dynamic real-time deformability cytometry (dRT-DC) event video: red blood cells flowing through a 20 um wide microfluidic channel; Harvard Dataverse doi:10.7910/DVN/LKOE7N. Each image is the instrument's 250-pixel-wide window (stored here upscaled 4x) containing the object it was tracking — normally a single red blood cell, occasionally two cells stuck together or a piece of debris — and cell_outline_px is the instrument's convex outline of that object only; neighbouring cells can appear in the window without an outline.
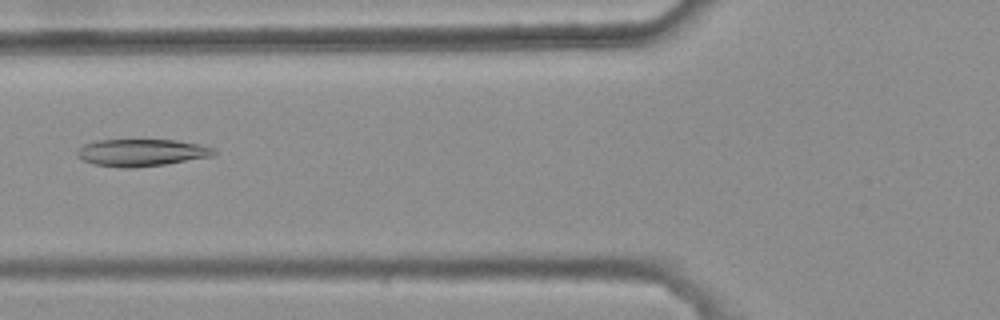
{"species": "common noctule bat (a hibernating species)", "species_latin": "Nyctalus noctula", "temperature_condition": "warm", "stored_images_in_passage": 7, "camera_frame_rate_fps": 3000, "um_per_image_px": 0.085, "animal": {"sex": "female", "body_mass_g": 25.1}, "frame": {"image": 1, "passage_image": 6, "time_ms": 1.667, "image_size_px": [1000, 320], "cell_outline_px": [[216, 152], [212, 156], [164, 164], [132, 168], [124, 168], [96, 164], [84, 160], [76, 156], [76, 152], [84, 144], [96, 140], [176, 140], [216, 148]], "centroid_in_image_um": [12.02, 12.96], "position_along_channel_um": 113.8, "area_um2": 21.39}}
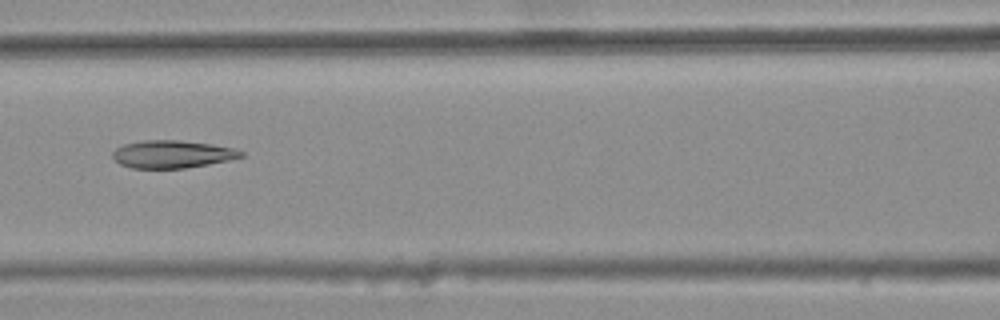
{"frame": {"image": 2, "passage_image": 7, "time_ms": 2.0, "image_size_px": [1000, 320], "cell_outline_px": [[244, 156], [228, 160], [208, 164], [184, 168], [132, 168], [120, 164], [112, 156], [112, 152], [116, 148], [124, 144], [144, 140], [180, 140], [212, 144], [232, 148], [244, 152]], "centroid_in_image_um": [14.62, 13.1], "position_along_channel_um": 152.0, "area_um2": 20.58}}